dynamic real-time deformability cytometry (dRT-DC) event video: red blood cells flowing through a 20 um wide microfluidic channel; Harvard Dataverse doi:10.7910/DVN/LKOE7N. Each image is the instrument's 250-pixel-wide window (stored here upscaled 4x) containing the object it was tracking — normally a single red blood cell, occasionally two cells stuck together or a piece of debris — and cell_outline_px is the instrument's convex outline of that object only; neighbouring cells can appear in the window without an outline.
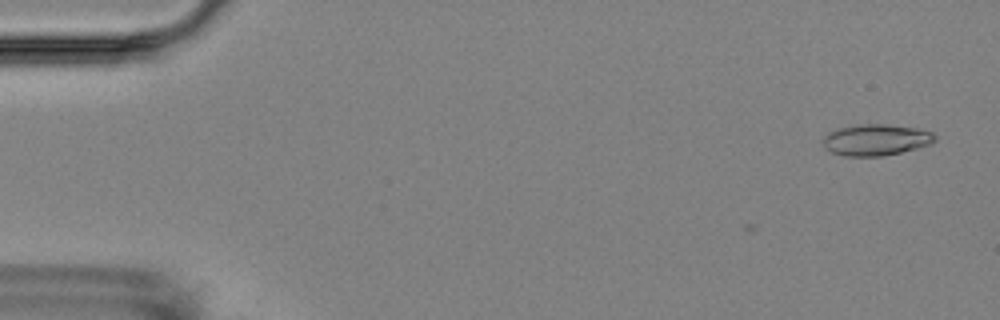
{"species": "Egyptian fruit bat (a non-hibernating species)", "species_latin": "Rousettus aegyptiacus", "temperature_condition": "room temperature", "stored_images_in_passage": 4, "camera_frame_rate_fps": 3000, "um_per_image_px": 0.085, "animal": {"sex": "female"}, "frame": {"image": 1, "passage_image": 1, "time_ms": 0.0, "image_size_px": [1000, 320], "cell_outline_px": [[936, 140], [932, 144], [884, 156], [844, 156], [832, 152], [824, 144], [824, 136], [828, 132], [836, 128], [852, 124], [884, 124], [916, 128], [932, 132], [936, 136]], "centroid_in_image_um": [74.46, 11.87], "position_along_channel_um": 10.5, "area_um2": 20.46}}